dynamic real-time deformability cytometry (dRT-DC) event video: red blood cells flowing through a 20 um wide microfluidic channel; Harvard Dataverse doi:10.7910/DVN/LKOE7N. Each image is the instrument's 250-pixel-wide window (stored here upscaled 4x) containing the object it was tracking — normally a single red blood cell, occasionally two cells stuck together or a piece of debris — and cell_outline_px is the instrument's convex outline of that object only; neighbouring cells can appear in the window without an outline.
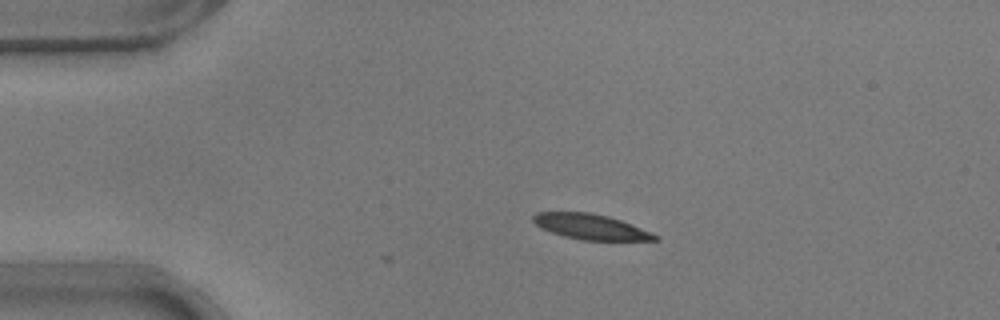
{"species": "common noctule bat (a hibernating species)", "species_latin": "Nyctalus noctula", "temperature_condition": "warm", "stored_images_in_passage": 5, "camera_frame_rate_fps": 3000, "um_per_image_px": 0.085, "animal": {"sex": "male", "body_mass_g": 17.9}, "frame": {"image": 1, "passage_image": 1, "time_ms": 0.0, "image_size_px": [1000, 320], "cell_outline_px": [[660, 240], [580, 240], [564, 236], [540, 228], [532, 220], [532, 216], [536, 212], [592, 212], [608, 216], [632, 224], [652, 232], [660, 236]], "centroid_in_image_um": [50.22, 19.27], "position_along_channel_um": 34.8, "area_um2": 18.09}}